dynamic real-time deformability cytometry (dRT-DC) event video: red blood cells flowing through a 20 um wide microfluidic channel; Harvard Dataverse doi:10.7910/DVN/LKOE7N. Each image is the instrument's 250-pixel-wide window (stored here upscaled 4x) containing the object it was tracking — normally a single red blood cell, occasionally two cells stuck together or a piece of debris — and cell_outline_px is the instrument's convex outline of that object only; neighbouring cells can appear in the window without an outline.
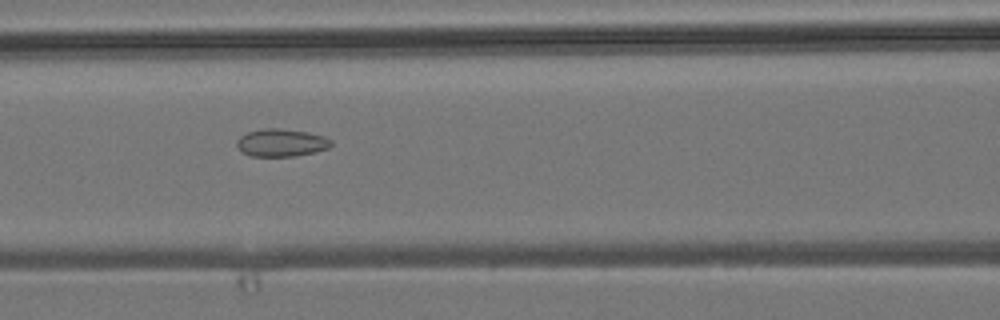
{"species": "common noctule bat (a hibernating species)", "species_latin": "Nyctalus noctula", "temperature_condition": "room temperature", "stored_images_in_passage": 8, "camera_frame_rate_fps": 3000, "um_per_image_px": 0.085, "animal": {"sex": "male", "body_mass_g": 19.2, "forearm_length_mm": 51.8}, "frame": {"image": 1, "passage_image": 6, "time_ms": 5.667, "image_size_px": [1000, 320], "cell_outline_px": [[332, 144], [328, 148], [316, 152], [296, 156], [252, 156], [240, 152], [236, 144], [236, 140], [240, 136], [248, 132], [264, 128], [280, 128], [308, 132], [324, 136], [332, 140]], "centroid_in_image_um": [23.9, 12.13], "position_along_channel_um": 142.7, "area_um2": 15.37}}
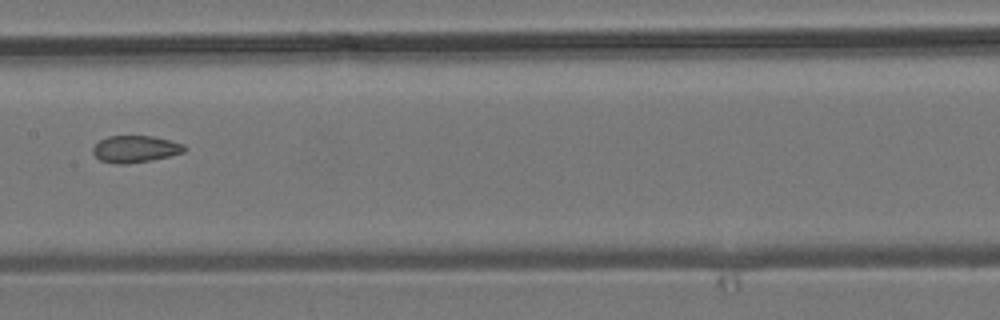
{"frame": {"image": 2, "passage_image": 7, "time_ms": 7.0, "image_size_px": [1000, 320], "cell_outline_px": [[188, 148], [184, 152], [152, 160], [128, 164], [116, 164], [100, 160], [92, 152], [92, 148], [100, 140], [108, 136], [152, 136], [184, 144]], "centroid_in_image_um": [11.5, 12.67], "position_along_channel_um": 195.9, "area_um2": 14.33}}
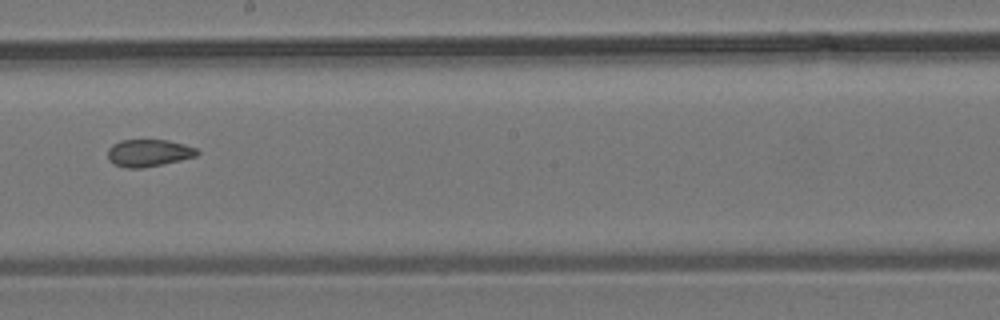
{"frame": {"image": 3, "passage_image": 8, "time_ms": 8.0, "image_size_px": [1000, 320], "cell_outline_px": [[200, 152], [196, 156], [180, 160], [144, 168], [124, 168], [112, 164], [108, 160], [108, 148], [112, 144], [120, 140], [168, 140], [184, 144], [196, 148]], "centroid_in_image_um": [12.6, 13.0], "position_along_channel_um": 235.6, "area_um2": 14.33}}